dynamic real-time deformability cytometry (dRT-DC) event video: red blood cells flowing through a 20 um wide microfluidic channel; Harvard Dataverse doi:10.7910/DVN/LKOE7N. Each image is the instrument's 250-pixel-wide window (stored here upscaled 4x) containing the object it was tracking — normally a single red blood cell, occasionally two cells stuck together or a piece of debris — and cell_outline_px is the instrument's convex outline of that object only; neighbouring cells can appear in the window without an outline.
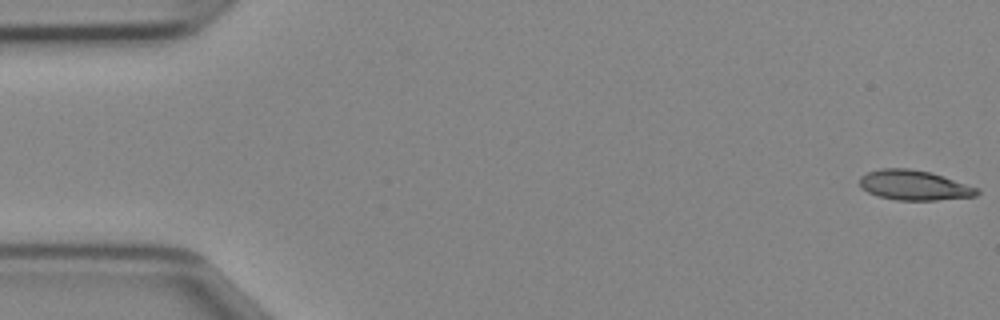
{"species": "Egyptian fruit bat (a non-hibernating species)", "species_latin": "Rousettus aegyptiacus", "temperature_condition": "cold", "stored_images_in_passage": 40, "camera_frame_rate_fps": 3000, "um_per_image_px": 0.085, "animal": {"sex": "female"}, "frame": {"image": 1, "passage_image": 1, "time_ms": 0.0, "image_size_px": [1000, 320], "cell_outline_px": [[980, 192], [976, 196], [936, 200], [896, 200], [880, 196], [868, 192], [860, 188], [860, 176], [868, 172], [880, 168], [908, 168], [932, 172], [980, 188]], "centroid_in_image_um": [77.72, 15.73], "position_along_channel_um": 7.3, "area_um2": 20.63}}
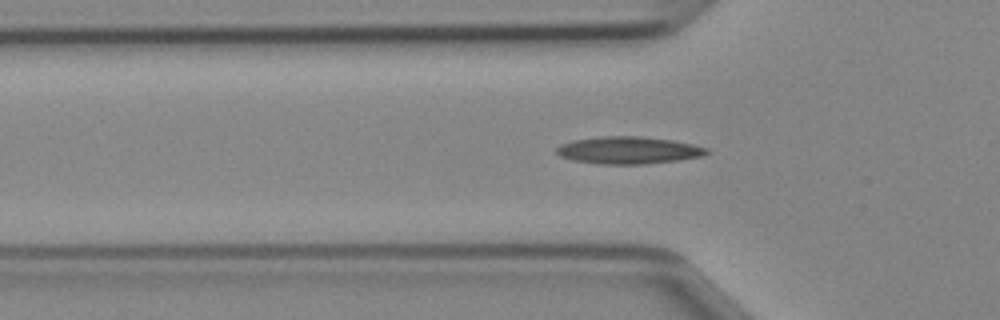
{"frame": {"image": 2, "passage_image": 15, "time_ms": 4.667, "image_size_px": [1000, 320], "cell_outline_px": [[712, 152], [704, 156], [680, 160], [644, 164], [596, 164], [572, 160], [560, 156], [556, 152], [556, 148], [560, 144], [572, 140], [600, 136], [640, 136], [672, 140], [692, 144], [708, 148]], "centroid_in_image_um": [53.43, 12.77], "position_along_channel_um": 72.4, "area_um2": 24.16}}
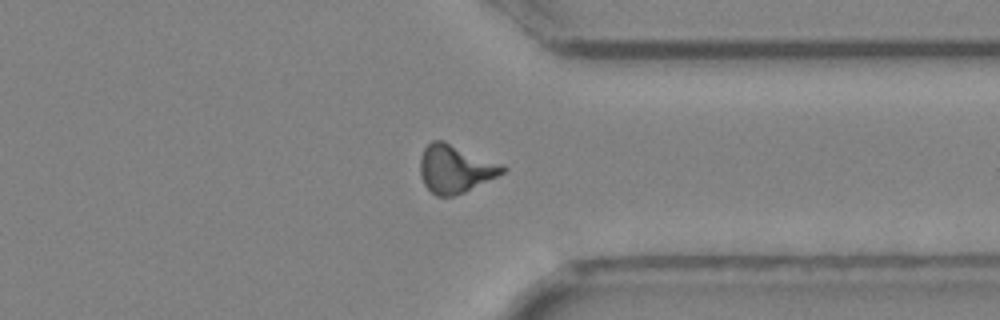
{"frame": {"image": 3, "passage_image": 36, "time_ms": 11.667, "image_size_px": [1000, 320], "cell_outline_px": [[508, 168], [504, 172], [464, 192], [452, 196], [436, 196], [424, 184], [420, 176], [420, 156], [424, 148], [432, 140], [444, 140], [504, 164]], "centroid_in_image_um": [38.69, 14.32], "position_along_channel_um": 372.7, "area_um2": 23.12}}